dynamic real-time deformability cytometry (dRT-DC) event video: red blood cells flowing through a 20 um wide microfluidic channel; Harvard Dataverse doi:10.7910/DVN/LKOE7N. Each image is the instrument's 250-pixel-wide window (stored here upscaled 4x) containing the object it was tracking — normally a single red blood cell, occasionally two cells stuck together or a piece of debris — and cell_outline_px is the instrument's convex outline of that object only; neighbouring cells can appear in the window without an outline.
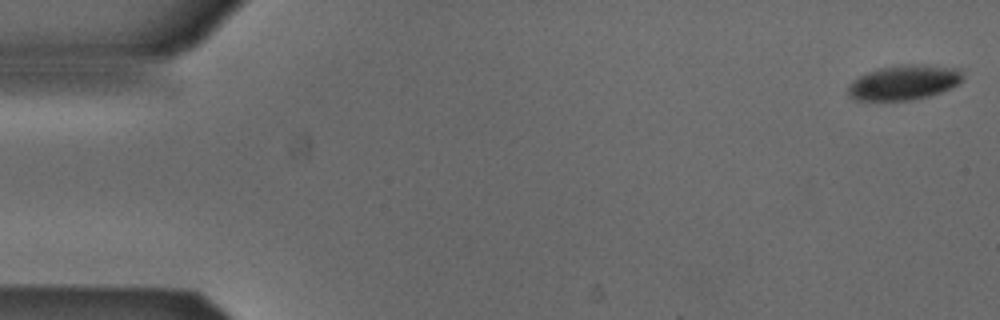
{"species": "Egyptian fruit bat (a non-hibernating species)", "species_latin": "Rousettus aegyptiacus", "temperature_condition": "cold", "stored_images_in_passage": 53, "camera_frame_rate_fps": 3000, "um_per_image_px": 0.085, "animal": {"sex": "male"}, "frame": {"image": 1, "passage_image": 1, "time_ms": 0.0, "image_size_px": [1000, 320], "cell_outline_px": [[964, 80], [940, 92], [928, 96], [908, 100], [856, 100], [848, 96], [848, 84], [852, 80], [868, 72], [880, 68], [904, 64], [920, 64], [960, 68], [964, 76]], "centroid_in_image_um": [76.83, 7.0], "position_along_channel_um": 8.2, "area_um2": 23.24}}
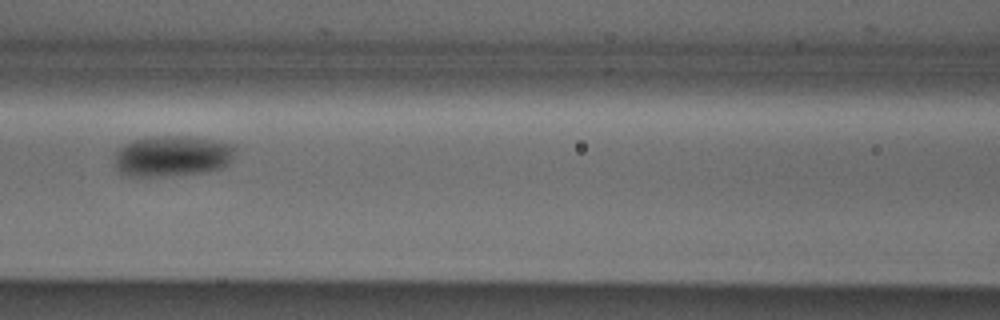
{"frame": {"image": 2, "passage_image": 23, "time_ms": 7.333, "image_size_px": [1000, 320], "cell_outline_px": [[236, 152], [228, 164], [220, 168], [200, 172], [152, 176], [128, 176], [120, 172], [116, 168], [116, 152], [124, 144], [132, 140], [144, 136], [188, 136], [236, 144]], "centroid_in_image_um": [14.65, 13.23], "position_along_channel_um": 152.0, "area_um2": 28.61}}
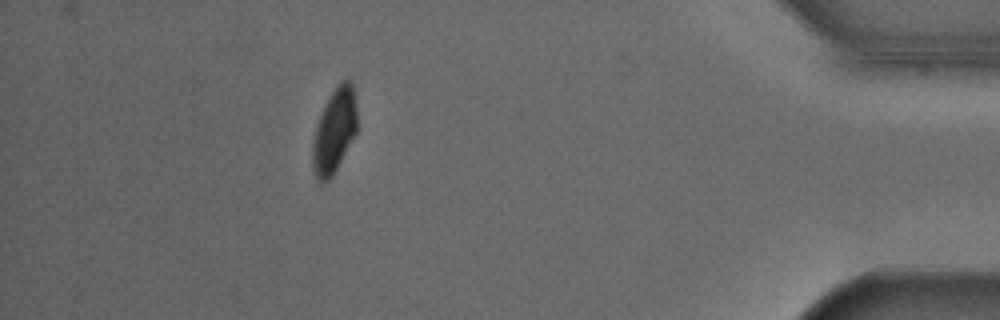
{"frame": {"image": 3, "passage_image": 47, "time_ms": 15.333, "image_size_px": [1000, 320], "cell_outline_px": [[356, 132], [332, 176], [328, 180], [320, 184], [316, 180], [312, 168], [312, 144], [316, 124], [324, 104], [336, 84], [340, 80], [352, 80], [356, 104]], "centroid_in_image_um": [28.39, 11.1], "position_along_channel_um": 406.8, "area_um2": 22.08}, "authors_computed_cell_mechanics": {"area_um2": 25.3742, "velocity_mm_per_s": 3.8666, "shape_relaxation_time_tau1_ms": 3.7772, "shape_relaxation_time_tau2_ms": null, "deformation_change_tau1": 0.0832, "deformation_change_tau2": null}}